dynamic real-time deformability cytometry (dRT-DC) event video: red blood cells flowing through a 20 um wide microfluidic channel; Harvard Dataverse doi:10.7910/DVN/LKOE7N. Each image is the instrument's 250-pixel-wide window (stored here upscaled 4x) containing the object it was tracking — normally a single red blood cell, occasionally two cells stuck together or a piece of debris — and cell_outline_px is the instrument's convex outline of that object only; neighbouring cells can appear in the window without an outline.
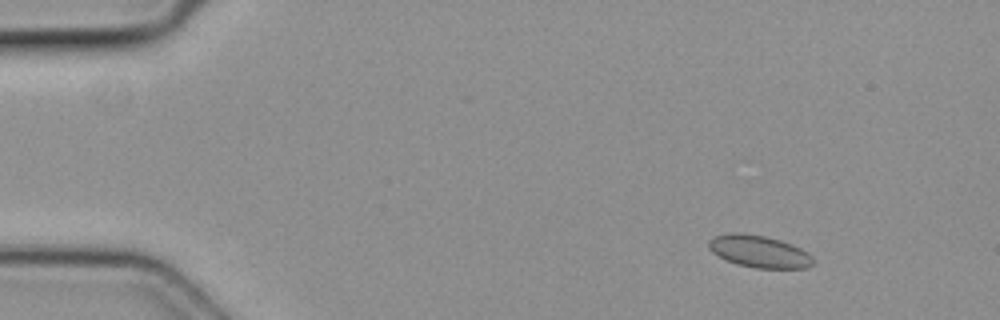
{"species": "common noctule bat (a hibernating species)", "species_latin": "Nyctalus noctula", "temperature_condition": "cold", "stored_images_in_passage": 3, "camera_frame_rate_fps": 3000, "um_per_image_px": 0.085, "animal": {"sex": "female", "body_mass_g": 19.3, "forearm_length_mm": 54.1}, "frame": {"image": 1, "passage_image": 1, "time_ms": 0.0, "image_size_px": [1000, 320], "cell_outline_px": [[812, 264], [808, 268], [756, 268], [736, 264], [724, 260], [712, 252], [708, 248], [708, 240], [716, 236], [728, 232], [744, 232], [768, 236], [792, 244], [808, 252], [812, 256]], "centroid_in_image_um": [64.49, 21.36], "position_along_channel_um": 20.5, "area_um2": 19.88}}
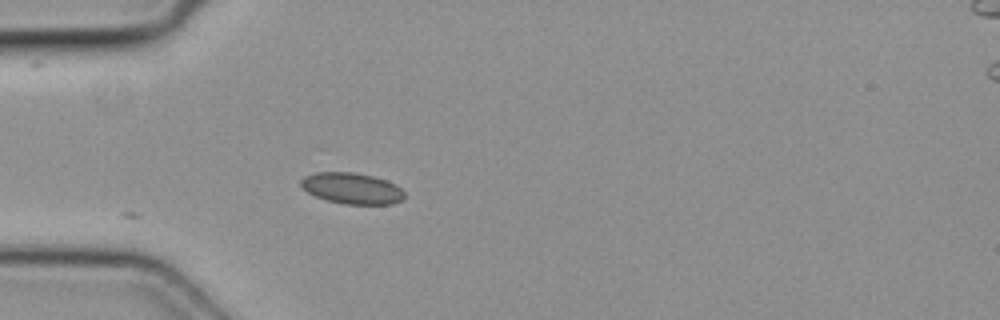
{"frame": {"image": 2, "passage_image": 3, "time_ms": 0.667, "image_size_px": [1000, 320], "cell_outline_px": [[404, 200], [392, 204], [344, 204], [328, 200], [316, 196], [300, 188], [300, 180], [304, 176], [316, 172], [352, 172], [372, 176], [396, 184], [404, 192]], "centroid_in_image_um": [29.9, 16.01], "position_along_channel_um": 55.1, "area_um2": 18.79}}